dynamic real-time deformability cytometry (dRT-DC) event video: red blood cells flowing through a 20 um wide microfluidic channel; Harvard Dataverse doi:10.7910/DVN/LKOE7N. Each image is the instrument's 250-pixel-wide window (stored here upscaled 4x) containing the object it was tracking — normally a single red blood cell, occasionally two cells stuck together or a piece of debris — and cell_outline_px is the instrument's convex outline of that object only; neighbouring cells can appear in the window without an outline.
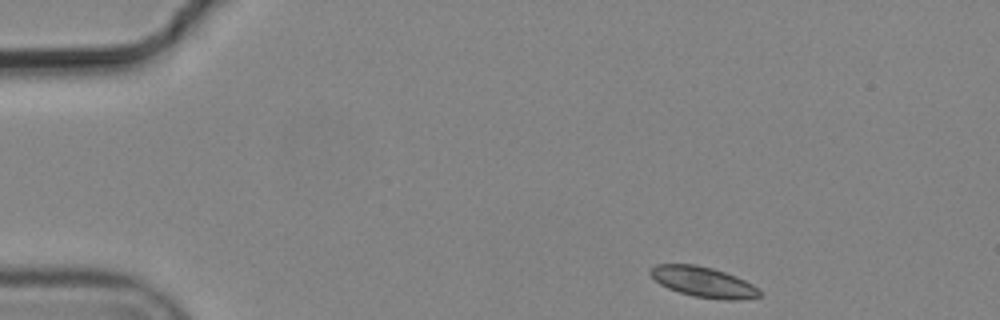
{"species": "common noctule bat (a hibernating species)", "species_latin": "Nyctalus noctula", "temperature_condition": "cold", "stored_images_in_passage": 5, "camera_frame_rate_fps": 3000, "um_per_image_px": 0.085, "animal": {"sex": "male", "body_mass_g": 19.2, "forearm_length_mm": 51.8}, "frame": {"image": 1, "passage_image": 1, "time_ms": 0.0, "image_size_px": [1000, 320], "cell_outline_px": [[764, 292], [760, 296], [740, 300], [724, 300], [692, 296], [668, 288], [660, 284], [648, 272], [656, 264], [696, 264], [712, 268], [736, 276], [752, 284]], "centroid_in_image_um": [59.82, 23.97], "position_along_channel_um": 25.2, "area_um2": 19.36}}
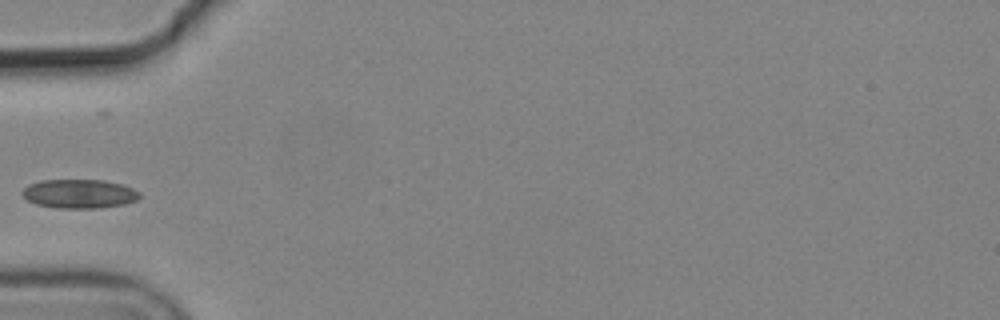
{"frame": {"image": 2, "passage_image": 4, "time_ms": 1.0, "image_size_px": [1000, 320], "cell_outline_px": [[140, 196], [136, 200], [124, 204], [96, 208], [60, 208], [36, 204], [28, 200], [20, 192], [28, 184], [40, 180], [104, 180], [120, 184], [132, 188], [140, 192]], "centroid_in_image_um": [6.72, 16.46], "position_along_channel_um": 78.3, "area_um2": 19.71}}
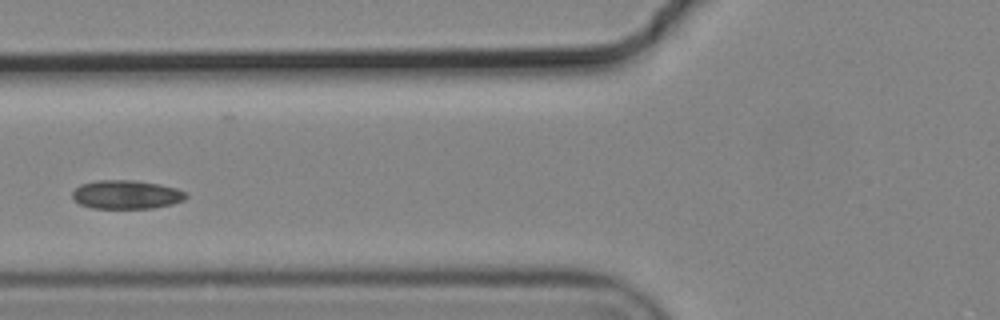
{"frame": {"image": 3, "passage_image": 5, "time_ms": 1.333, "image_size_px": [1000, 320], "cell_outline_px": [[188, 196], [184, 200], [172, 204], [152, 208], [92, 208], [80, 204], [72, 200], [72, 192], [80, 184], [96, 180], [136, 180], [160, 184], [176, 188], [188, 192]], "centroid_in_image_um": [10.74, 16.53], "position_along_channel_um": 115.1, "area_um2": 19.25}}